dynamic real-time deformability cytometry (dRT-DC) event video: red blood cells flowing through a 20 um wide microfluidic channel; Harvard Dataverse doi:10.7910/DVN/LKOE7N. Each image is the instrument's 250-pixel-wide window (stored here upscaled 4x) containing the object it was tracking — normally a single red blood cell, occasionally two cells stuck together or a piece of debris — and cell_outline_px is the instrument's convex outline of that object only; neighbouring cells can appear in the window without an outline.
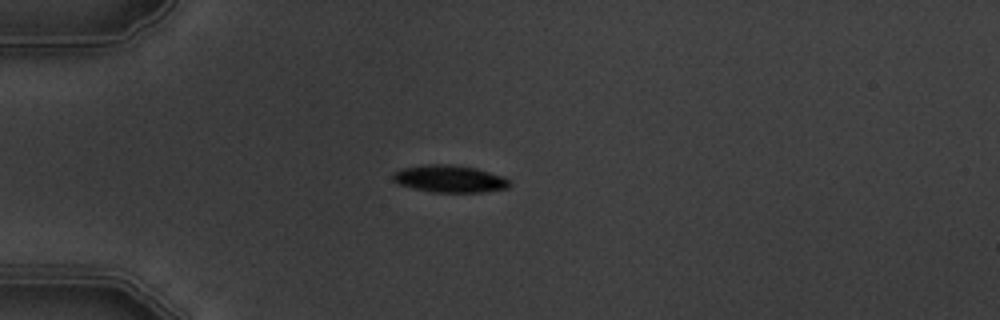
{"species": "common noctule bat (a hibernating species)", "species_latin": "Nyctalus noctula", "temperature_condition": "warm", "stored_images_in_passage": 6, "camera_frame_rate_fps": 3000, "um_per_image_px": 0.085, "animal": {"sex": "male", "body_mass_g": 19.5, "forearm_length_mm": 54.6}, "frame": {"image": 1, "passage_image": 4, "time_ms": 3.667, "image_size_px": [1000, 320], "cell_outline_px": [[512, 184], [508, 188], [480, 192], [432, 192], [412, 188], [396, 184], [392, 180], [392, 176], [400, 168], [424, 164], [448, 164], [476, 168], [504, 176], [512, 180]], "centroid_in_image_um": [38.22, 15.2], "position_along_channel_um": 46.8, "area_um2": 18.79}}